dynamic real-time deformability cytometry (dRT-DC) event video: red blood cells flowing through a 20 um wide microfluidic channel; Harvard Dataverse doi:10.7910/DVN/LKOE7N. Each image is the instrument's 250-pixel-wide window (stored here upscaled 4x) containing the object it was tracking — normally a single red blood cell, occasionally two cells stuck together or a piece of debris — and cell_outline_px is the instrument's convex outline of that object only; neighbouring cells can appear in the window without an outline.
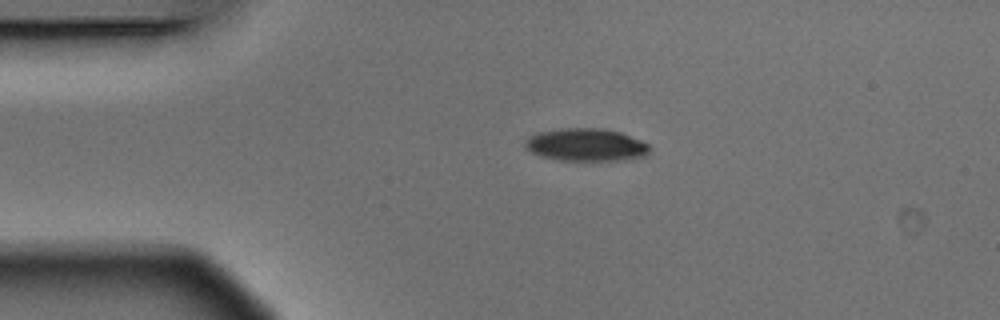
{"species": "Egyptian fruit bat (a non-hibernating species)", "species_latin": "Rousettus aegyptiacus", "temperature_condition": "warm", "stored_images_in_passage": 2, "camera_frame_rate_fps": 3000, "um_per_image_px": 0.085, "animal": {"sex": "male"}, "frame": {"image": 1, "passage_image": 1, "time_ms": 0.0, "image_size_px": [1000, 320], "cell_outline_px": [[648, 152], [644, 156], [624, 160], [560, 160], [540, 156], [524, 148], [524, 140], [540, 132], [564, 128], [604, 128], [620, 132], [640, 140], [648, 144]], "centroid_in_image_um": [49.79, 12.31], "position_along_channel_um": 35.2, "area_um2": 23.52}}